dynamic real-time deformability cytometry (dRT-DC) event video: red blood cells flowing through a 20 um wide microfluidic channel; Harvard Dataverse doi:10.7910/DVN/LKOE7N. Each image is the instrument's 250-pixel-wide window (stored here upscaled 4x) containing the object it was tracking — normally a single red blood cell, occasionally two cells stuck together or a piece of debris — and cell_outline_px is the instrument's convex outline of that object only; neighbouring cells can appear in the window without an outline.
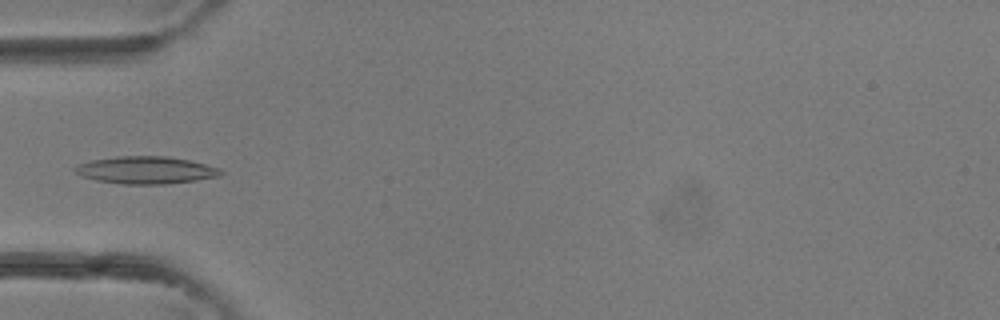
{"species": "common noctule bat (a hibernating species)", "species_latin": "Nyctalus noctula", "temperature_condition": "room temperature", "stored_images_in_passage": 2, "camera_frame_rate_fps": 3000, "um_per_image_px": 0.085, "animal": {"sex": "female"}, "frame": {"image": 1, "passage_image": 2, "time_ms": 0.333, "image_size_px": [1000, 320], "cell_outline_px": [[224, 172], [220, 176], [196, 180], [164, 184], [124, 184], [96, 180], [80, 176], [72, 168], [80, 164], [92, 160], [120, 156], [168, 156], [188, 160], [220, 168]], "centroid_in_image_um": [12.4, 14.46], "position_along_channel_um": 72.6, "area_um2": 23.12}}